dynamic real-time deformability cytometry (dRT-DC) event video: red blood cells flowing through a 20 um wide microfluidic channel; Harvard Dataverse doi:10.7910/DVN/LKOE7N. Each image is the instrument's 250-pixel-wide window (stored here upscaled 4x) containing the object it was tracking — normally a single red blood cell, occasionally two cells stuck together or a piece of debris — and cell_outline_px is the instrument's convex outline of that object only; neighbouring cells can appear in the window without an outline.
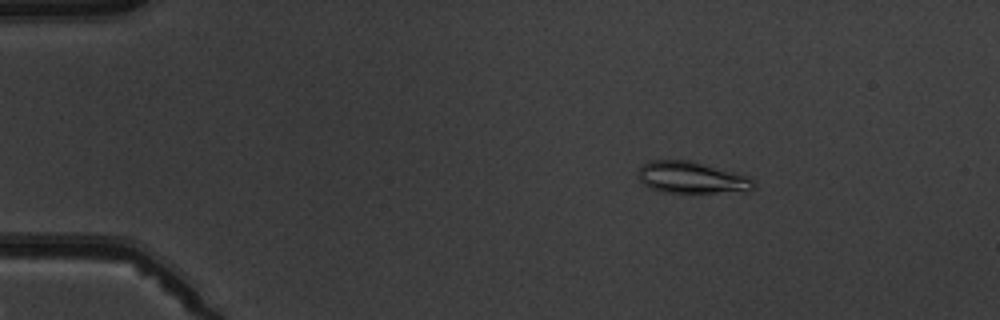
{"species": "common noctule bat (a hibernating species)", "species_latin": "Nyctalus noctula", "temperature_condition": "warm", "stored_images_in_passage": 5, "camera_frame_rate_fps": 3000, "um_per_image_px": 0.085, "animal": {"sex": "male", "body_mass_g": 19.5, "forearm_length_mm": 54.6}, "frame": {"image": 1, "passage_image": 3, "time_ms": 2.333, "image_size_px": [1000, 320], "cell_outline_px": [[756, 188], [744, 192], [664, 192], [648, 188], [640, 180], [640, 164], [648, 160], [692, 160], [748, 176], [756, 180]], "centroid_in_image_um": [58.84, 15.09], "position_along_channel_um": 26.2, "area_um2": 21.56}}